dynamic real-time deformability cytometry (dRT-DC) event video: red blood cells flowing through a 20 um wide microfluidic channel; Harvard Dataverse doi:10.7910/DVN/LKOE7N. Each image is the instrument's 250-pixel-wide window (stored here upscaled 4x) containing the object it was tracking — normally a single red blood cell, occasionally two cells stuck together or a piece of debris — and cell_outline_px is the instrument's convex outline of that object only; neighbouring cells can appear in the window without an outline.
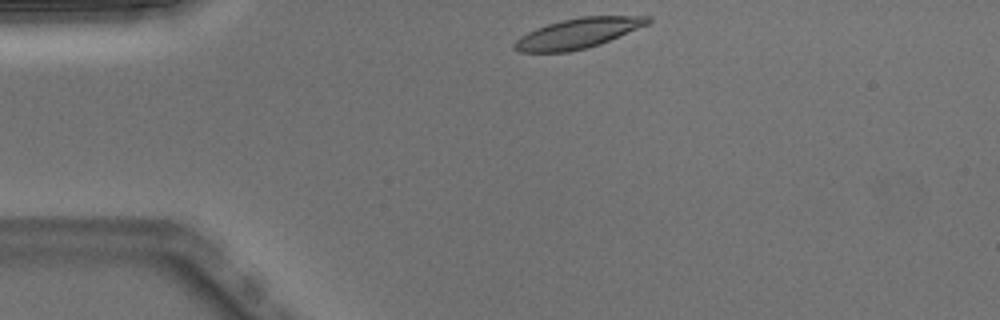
{"species": "Egyptian fruit bat (a non-hibernating species)", "species_latin": "Rousettus aegyptiacus", "temperature_condition": "warm", "stored_images_in_passage": 2, "camera_frame_rate_fps": 3000, "um_per_image_px": 0.085, "animal": {"sex": "male"}, "frame": {"image": 1, "passage_image": 1, "time_ms": 0.0, "image_size_px": [1000, 320], "cell_outline_px": [[652, 20], [648, 24], [600, 44], [588, 48], [568, 52], [520, 52], [512, 48], [512, 44], [520, 36], [536, 28], [560, 20], [580, 16], [652, 16]], "centroid_in_image_um": [49.11, 2.83], "position_along_channel_um": 35.9, "area_um2": 23.47}}